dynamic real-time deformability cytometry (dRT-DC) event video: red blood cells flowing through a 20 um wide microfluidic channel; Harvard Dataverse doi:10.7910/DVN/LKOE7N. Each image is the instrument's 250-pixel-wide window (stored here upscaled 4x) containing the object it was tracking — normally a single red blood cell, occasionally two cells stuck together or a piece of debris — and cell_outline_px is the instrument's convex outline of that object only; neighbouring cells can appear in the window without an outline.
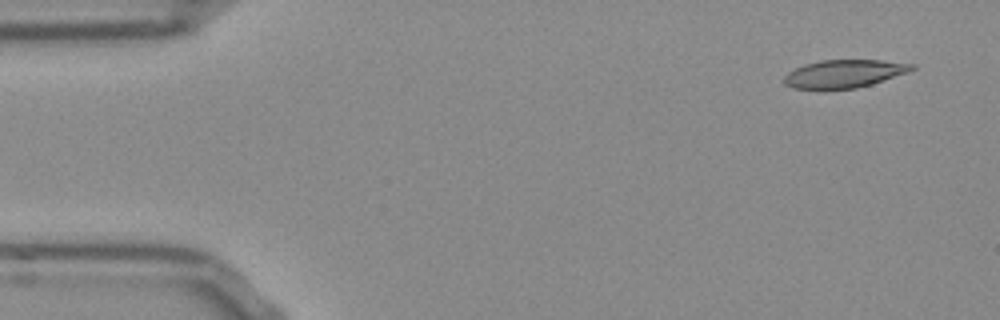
{"species": "Egyptian fruit bat (a non-hibernating species)", "species_latin": "Rousettus aegyptiacus", "temperature_condition": "room temperature", "stored_images_in_passage": 51, "camera_frame_rate_fps": 3000, "um_per_image_px": 0.085, "frame": {"image": 1, "passage_image": 2, "time_ms": 0.333, "image_size_px": [1000, 320], "cell_outline_px": [[916, 68], [908, 72], [872, 84], [856, 88], [792, 88], [784, 84], [784, 76], [788, 72], [804, 64], [820, 60], [880, 60], [916, 64]], "centroid_in_image_um": [71.77, 6.25], "position_along_channel_um": 13.2, "area_um2": 20.63}}
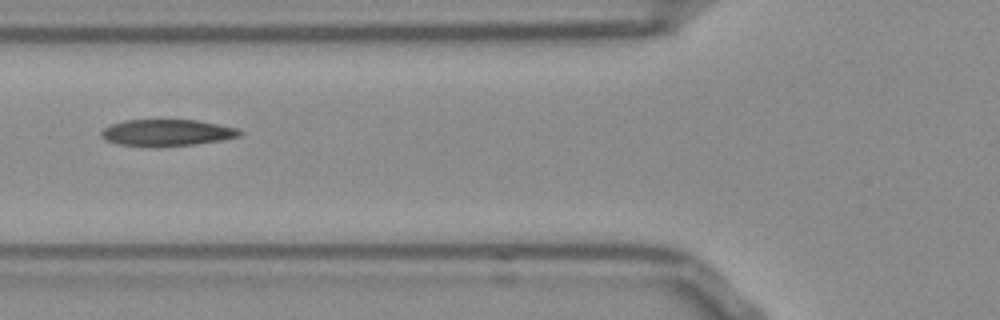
{"frame": {"image": 2, "passage_image": 18, "time_ms": 5.667, "image_size_px": [1000, 320], "cell_outline_px": [[244, 132], [240, 136], [220, 140], [196, 144], [116, 144], [104, 140], [100, 136], [100, 132], [104, 128], [112, 124], [124, 120], [196, 120], [236, 128]], "centroid_in_image_um": [14.17, 11.24], "position_along_channel_um": 111.6, "area_um2": 20.58}}
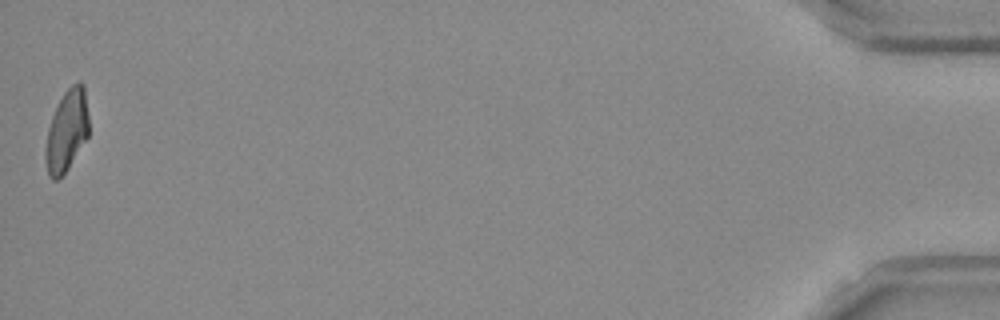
{"frame": {"image": 3, "passage_image": 51, "time_ms": 16.667, "image_size_px": [1000, 320], "cell_outline_px": [[88, 136], [64, 172], [56, 180], [52, 180], [48, 176], [44, 156], [44, 148], [48, 128], [52, 116], [64, 92], [72, 84], [80, 80], [84, 84], [88, 116]], "centroid_in_image_um": [5.65, 11.09], "position_along_channel_um": 429.5, "area_um2": 20.4}, "authors_computed_cell_mechanics": {"area_um2": 21.4438, "velocity_mm_per_s": 3.8133, "shape_relaxation_time_tau1_ms": null, "shape_relaxation_time_tau2_ms": 2.0826, "deformation_change_tau1": null, "deformation_change_tau2": 0.0994}}